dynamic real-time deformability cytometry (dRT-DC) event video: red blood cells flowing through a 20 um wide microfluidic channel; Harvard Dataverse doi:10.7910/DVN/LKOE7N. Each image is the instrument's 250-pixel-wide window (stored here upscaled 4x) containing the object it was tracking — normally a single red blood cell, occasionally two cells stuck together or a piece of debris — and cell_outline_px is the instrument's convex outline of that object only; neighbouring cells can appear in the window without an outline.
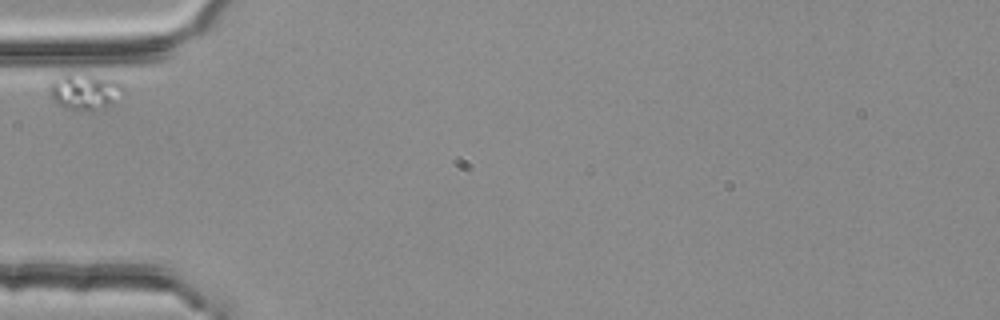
{"species": "common noctule bat (a hibernating species)", "species_latin": "Nyctalus noctula", "temperature_condition": "room temperature", "stored_images_in_passage": 2, "camera_frame_rate_fps": 3000, "um_per_image_px": 0.085, "animal": {"sex": "female", "body_mass_g": 25.1}, "frame": {"image": 1, "passage_image": 1, "time_ms": 0.0, "image_size_px": [1000, 320], "cell_outline_px": [[124, 92], [108, 104], [92, 108], [64, 108], [56, 104], [48, 96], [52, 80], [56, 76], [64, 72], [88, 72], [116, 80], [124, 84]], "centroid_in_image_um": [7.14, 7.66], "position_along_channel_um": 77.9, "area_um2": 15.66}}